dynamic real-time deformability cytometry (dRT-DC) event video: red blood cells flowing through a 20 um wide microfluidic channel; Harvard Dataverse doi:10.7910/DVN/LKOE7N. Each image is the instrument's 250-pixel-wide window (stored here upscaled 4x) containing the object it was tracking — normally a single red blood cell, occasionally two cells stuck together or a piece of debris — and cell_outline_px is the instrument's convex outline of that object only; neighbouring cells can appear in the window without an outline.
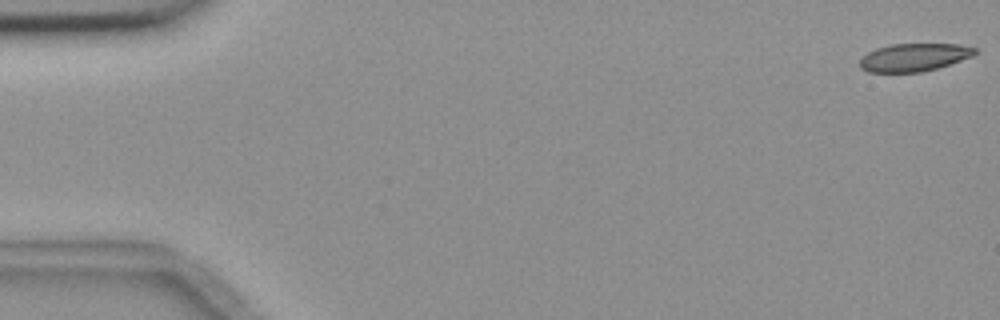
{"species": "common noctule bat (a hibernating species)", "species_latin": "Nyctalus noctula", "temperature_condition": "room temperature", "stored_images_in_passage": 10, "camera_frame_rate_fps": 3000, "um_per_image_px": 0.085, "animal": {"sex": "female", "body_mass_g": 18.4}, "frame": {"image": 1, "passage_image": 1, "time_ms": 0.0, "image_size_px": [1000, 320], "cell_outline_px": [[976, 52], [972, 56], [936, 68], [920, 72], [868, 72], [860, 68], [860, 60], [868, 52], [876, 48], [892, 44], [960, 44], [976, 48]], "centroid_in_image_um": [77.67, 4.87], "position_along_channel_um": 7.3, "area_um2": 18.5}}
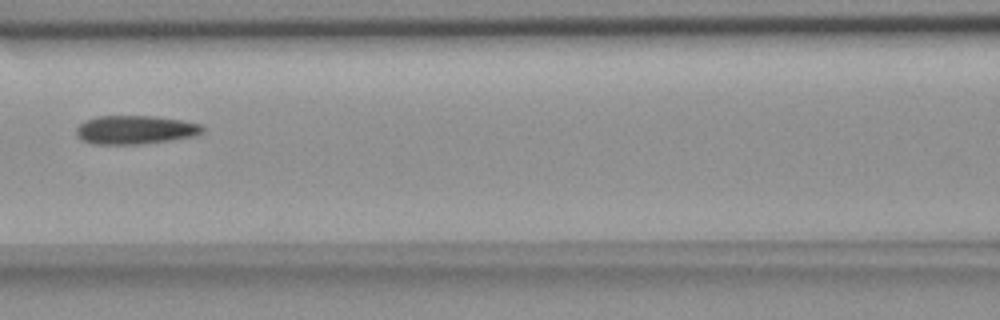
{"frame": {"image": 2, "passage_image": 7, "time_ms": 8.0, "image_size_px": [1000, 320], "cell_outline_px": [[204, 132], [196, 136], [140, 144], [92, 144], [80, 140], [76, 132], [76, 128], [84, 120], [96, 116], [156, 116], [180, 120], [200, 124], [204, 128]], "centroid_in_image_um": [11.47, 11.03], "position_along_channel_um": 155.1, "area_um2": 21.15}}
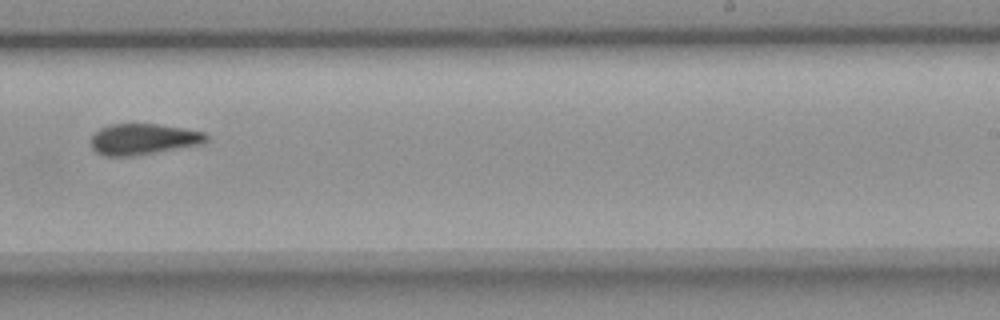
{"frame": {"image": 3, "passage_image": 10, "time_ms": 11.333, "image_size_px": [1000, 320], "cell_outline_px": [[208, 140], [204, 144], [132, 156], [104, 156], [96, 152], [92, 148], [92, 132], [108, 124], [156, 124], [184, 128], [204, 132], [208, 136]], "centroid_in_image_um": [12.18, 11.82], "position_along_channel_um": 276.8, "area_um2": 20.98}}